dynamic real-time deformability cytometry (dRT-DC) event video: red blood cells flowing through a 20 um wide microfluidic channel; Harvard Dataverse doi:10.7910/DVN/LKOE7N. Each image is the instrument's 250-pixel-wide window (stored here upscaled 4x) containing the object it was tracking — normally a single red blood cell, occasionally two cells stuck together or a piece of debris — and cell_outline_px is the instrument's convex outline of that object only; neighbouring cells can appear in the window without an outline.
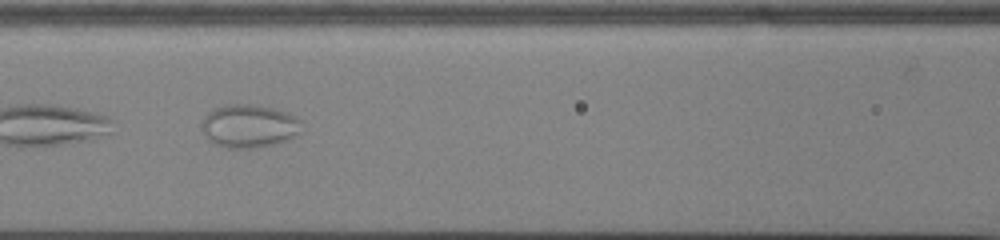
{"species": "common noctule bat (a hibernating species)", "species_latin": "Nyctalus noctula", "temperature_condition": "cold", "stored_images_in_passage": 36, "camera_frame_rate_fps": 3000, "um_per_image_px": 0.085, "animal": {"sex": "male", "body_mass_g": 13.0, "forearm_length_mm": 53.1}, "frame": {"image": 1, "passage_image": 26, "time_ms": 8.333, "image_size_px": [1000, 240], "cell_outline_px": [[304, 120], [300, 132], [296, 136], [276, 144], [252, 148], [228, 148], [216, 144], [208, 140], [200, 128], [200, 124], [204, 116], [212, 108], [228, 104], [248, 104], [272, 108], [288, 112]], "centroid_in_image_um": [21.18, 10.71], "position_along_channel_um": 145.4, "area_um2": 25.61}}